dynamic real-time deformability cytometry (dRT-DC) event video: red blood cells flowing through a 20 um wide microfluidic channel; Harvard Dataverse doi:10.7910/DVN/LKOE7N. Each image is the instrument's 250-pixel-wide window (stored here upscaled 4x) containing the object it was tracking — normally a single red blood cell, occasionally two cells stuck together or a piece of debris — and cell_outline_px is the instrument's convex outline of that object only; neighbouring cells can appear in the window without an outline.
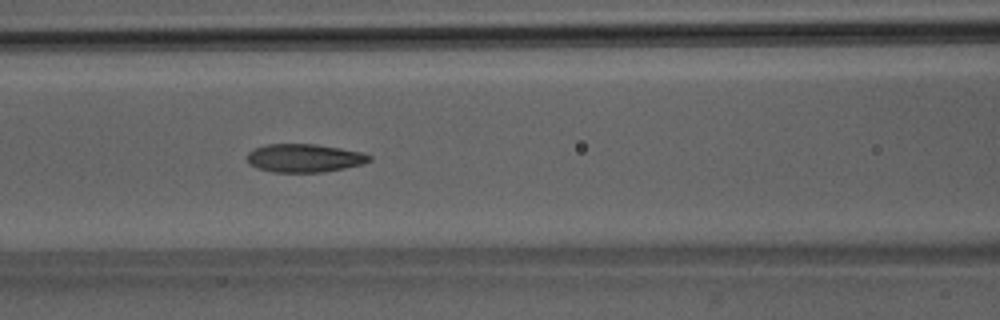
{"species": "Egyptian fruit bat (a non-hibernating species)", "species_latin": "Rousettus aegyptiacus", "temperature_condition": "room temperature", "stored_images_in_passage": 6, "camera_frame_rate_fps": 3000, "um_per_image_px": 0.085, "animal": {"sex": "male"}, "frame": {"image": 1, "passage_image": 6, "time_ms": 6.667, "image_size_px": [1000, 320], "cell_outline_px": [[372, 160], [364, 164], [324, 172], [272, 172], [256, 168], [248, 164], [244, 156], [248, 152], [264, 144], [316, 144], [364, 152], [372, 156]], "centroid_in_image_um": [25.85, 13.43], "position_along_channel_um": 140.7, "area_um2": 20.52}}